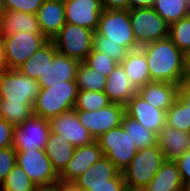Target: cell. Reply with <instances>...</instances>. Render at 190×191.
<instances>
[{"instance_id": "cell-12", "label": "cell", "mask_w": 190, "mask_h": 191, "mask_svg": "<svg viewBox=\"0 0 190 191\" xmlns=\"http://www.w3.org/2000/svg\"><path fill=\"white\" fill-rule=\"evenodd\" d=\"M81 124L96 140L102 134L122 123L125 115V105L111 103L96 111L75 110Z\"/></svg>"}, {"instance_id": "cell-45", "label": "cell", "mask_w": 190, "mask_h": 191, "mask_svg": "<svg viewBox=\"0 0 190 191\" xmlns=\"http://www.w3.org/2000/svg\"><path fill=\"white\" fill-rule=\"evenodd\" d=\"M155 0H129V10L137 8H152Z\"/></svg>"}, {"instance_id": "cell-50", "label": "cell", "mask_w": 190, "mask_h": 191, "mask_svg": "<svg viewBox=\"0 0 190 191\" xmlns=\"http://www.w3.org/2000/svg\"><path fill=\"white\" fill-rule=\"evenodd\" d=\"M36 191H59L58 185H52V186H44V187H38Z\"/></svg>"}, {"instance_id": "cell-3", "label": "cell", "mask_w": 190, "mask_h": 191, "mask_svg": "<svg viewBox=\"0 0 190 191\" xmlns=\"http://www.w3.org/2000/svg\"><path fill=\"white\" fill-rule=\"evenodd\" d=\"M77 94L76 80L66 81V84L49 85V88H41L33 104V114L50 120L62 112L72 110Z\"/></svg>"}, {"instance_id": "cell-41", "label": "cell", "mask_w": 190, "mask_h": 191, "mask_svg": "<svg viewBox=\"0 0 190 191\" xmlns=\"http://www.w3.org/2000/svg\"><path fill=\"white\" fill-rule=\"evenodd\" d=\"M185 189L190 187V149L176 160Z\"/></svg>"}, {"instance_id": "cell-9", "label": "cell", "mask_w": 190, "mask_h": 191, "mask_svg": "<svg viewBox=\"0 0 190 191\" xmlns=\"http://www.w3.org/2000/svg\"><path fill=\"white\" fill-rule=\"evenodd\" d=\"M16 153V164L38 187L52 186L59 181V175L46 156L45 149L16 151Z\"/></svg>"}, {"instance_id": "cell-40", "label": "cell", "mask_w": 190, "mask_h": 191, "mask_svg": "<svg viewBox=\"0 0 190 191\" xmlns=\"http://www.w3.org/2000/svg\"><path fill=\"white\" fill-rule=\"evenodd\" d=\"M88 191H127L122 172H119L110 184L88 185Z\"/></svg>"}, {"instance_id": "cell-51", "label": "cell", "mask_w": 190, "mask_h": 191, "mask_svg": "<svg viewBox=\"0 0 190 191\" xmlns=\"http://www.w3.org/2000/svg\"><path fill=\"white\" fill-rule=\"evenodd\" d=\"M3 12H4V7H3L2 0H0V18L3 15Z\"/></svg>"}, {"instance_id": "cell-48", "label": "cell", "mask_w": 190, "mask_h": 191, "mask_svg": "<svg viewBox=\"0 0 190 191\" xmlns=\"http://www.w3.org/2000/svg\"><path fill=\"white\" fill-rule=\"evenodd\" d=\"M184 70H190V49L183 53Z\"/></svg>"}, {"instance_id": "cell-42", "label": "cell", "mask_w": 190, "mask_h": 191, "mask_svg": "<svg viewBox=\"0 0 190 191\" xmlns=\"http://www.w3.org/2000/svg\"><path fill=\"white\" fill-rule=\"evenodd\" d=\"M14 126L0 117V149L12 146Z\"/></svg>"}, {"instance_id": "cell-38", "label": "cell", "mask_w": 190, "mask_h": 191, "mask_svg": "<svg viewBox=\"0 0 190 191\" xmlns=\"http://www.w3.org/2000/svg\"><path fill=\"white\" fill-rule=\"evenodd\" d=\"M44 0H2L6 10L36 14Z\"/></svg>"}, {"instance_id": "cell-23", "label": "cell", "mask_w": 190, "mask_h": 191, "mask_svg": "<svg viewBox=\"0 0 190 191\" xmlns=\"http://www.w3.org/2000/svg\"><path fill=\"white\" fill-rule=\"evenodd\" d=\"M142 191H186L176 161L166 159Z\"/></svg>"}, {"instance_id": "cell-5", "label": "cell", "mask_w": 190, "mask_h": 191, "mask_svg": "<svg viewBox=\"0 0 190 191\" xmlns=\"http://www.w3.org/2000/svg\"><path fill=\"white\" fill-rule=\"evenodd\" d=\"M94 31L66 23L54 36V43L58 53L83 62L92 51Z\"/></svg>"}, {"instance_id": "cell-49", "label": "cell", "mask_w": 190, "mask_h": 191, "mask_svg": "<svg viewBox=\"0 0 190 191\" xmlns=\"http://www.w3.org/2000/svg\"><path fill=\"white\" fill-rule=\"evenodd\" d=\"M177 97L190 109V94H178Z\"/></svg>"}, {"instance_id": "cell-25", "label": "cell", "mask_w": 190, "mask_h": 191, "mask_svg": "<svg viewBox=\"0 0 190 191\" xmlns=\"http://www.w3.org/2000/svg\"><path fill=\"white\" fill-rule=\"evenodd\" d=\"M119 172L116 166L104 156L74 182L83 191H88V185L110 184V179H113Z\"/></svg>"}, {"instance_id": "cell-44", "label": "cell", "mask_w": 190, "mask_h": 191, "mask_svg": "<svg viewBox=\"0 0 190 191\" xmlns=\"http://www.w3.org/2000/svg\"><path fill=\"white\" fill-rule=\"evenodd\" d=\"M178 94H190V70L184 71Z\"/></svg>"}, {"instance_id": "cell-37", "label": "cell", "mask_w": 190, "mask_h": 191, "mask_svg": "<svg viewBox=\"0 0 190 191\" xmlns=\"http://www.w3.org/2000/svg\"><path fill=\"white\" fill-rule=\"evenodd\" d=\"M84 62L94 70H97L98 73H101L108 77V75L115 69L118 65L116 61L111 59L109 56L103 52L93 50L87 55Z\"/></svg>"}, {"instance_id": "cell-29", "label": "cell", "mask_w": 190, "mask_h": 191, "mask_svg": "<svg viewBox=\"0 0 190 191\" xmlns=\"http://www.w3.org/2000/svg\"><path fill=\"white\" fill-rule=\"evenodd\" d=\"M121 125L135 143L138 150L157 144L158 137L156 133L147 130L137 120L130 118L126 114L122 118Z\"/></svg>"}, {"instance_id": "cell-32", "label": "cell", "mask_w": 190, "mask_h": 191, "mask_svg": "<svg viewBox=\"0 0 190 191\" xmlns=\"http://www.w3.org/2000/svg\"><path fill=\"white\" fill-rule=\"evenodd\" d=\"M166 125L190 133V109L178 97L166 111Z\"/></svg>"}, {"instance_id": "cell-13", "label": "cell", "mask_w": 190, "mask_h": 191, "mask_svg": "<svg viewBox=\"0 0 190 191\" xmlns=\"http://www.w3.org/2000/svg\"><path fill=\"white\" fill-rule=\"evenodd\" d=\"M52 132L67 139L73 146L80 147L96 141L81 124L75 109L62 112L49 120Z\"/></svg>"}, {"instance_id": "cell-22", "label": "cell", "mask_w": 190, "mask_h": 191, "mask_svg": "<svg viewBox=\"0 0 190 191\" xmlns=\"http://www.w3.org/2000/svg\"><path fill=\"white\" fill-rule=\"evenodd\" d=\"M178 91L177 84L152 81L139 88L138 94L153 107L166 112L177 98Z\"/></svg>"}, {"instance_id": "cell-20", "label": "cell", "mask_w": 190, "mask_h": 191, "mask_svg": "<svg viewBox=\"0 0 190 191\" xmlns=\"http://www.w3.org/2000/svg\"><path fill=\"white\" fill-rule=\"evenodd\" d=\"M104 93L112 103L126 105L138 93V89L130 81L121 64L108 75Z\"/></svg>"}, {"instance_id": "cell-7", "label": "cell", "mask_w": 190, "mask_h": 191, "mask_svg": "<svg viewBox=\"0 0 190 191\" xmlns=\"http://www.w3.org/2000/svg\"><path fill=\"white\" fill-rule=\"evenodd\" d=\"M128 11L133 34L140 47L169 36L170 25L153 8Z\"/></svg>"}, {"instance_id": "cell-36", "label": "cell", "mask_w": 190, "mask_h": 191, "mask_svg": "<svg viewBox=\"0 0 190 191\" xmlns=\"http://www.w3.org/2000/svg\"><path fill=\"white\" fill-rule=\"evenodd\" d=\"M92 49L103 52L118 64L126 58L129 52L128 49L119 44L112 41H105V37L98 35L96 32L93 35Z\"/></svg>"}, {"instance_id": "cell-35", "label": "cell", "mask_w": 190, "mask_h": 191, "mask_svg": "<svg viewBox=\"0 0 190 191\" xmlns=\"http://www.w3.org/2000/svg\"><path fill=\"white\" fill-rule=\"evenodd\" d=\"M169 37L183 53L190 49V14L170 25Z\"/></svg>"}, {"instance_id": "cell-27", "label": "cell", "mask_w": 190, "mask_h": 191, "mask_svg": "<svg viewBox=\"0 0 190 191\" xmlns=\"http://www.w3.org/2000/svg\"><path fill=\"white\" fill-rule=\"evenodd\" d=\"M120 64L137 89L152 82L145 53L140 48L129 51L126 58Z\"/></svg>"}, {"instance_id": "cell-47", "label": "cell", "mask_w": 190, "mask_h": 191, "mask_svg": "<svg viewBox=\"0 0 190 191\" xmlns=\"http://www.w3.org/2000/svg\"><path fill=\"white\" fill-rule=\"evenodd\" d=\"M6 69L4 36L0 33V71Z\"/></svg>"}, {"instance_id": "cell-30", "label": "cell", "mask_w": 190, "mask_h": 191, "mask_svg": "<svg viewBox=\"0 0 190 191\" xmlns=\"http://www.w3.org/2000/svg\"><path fill=\"white\" fill-rule=\"evenodd\" d=\"M107 77L90 68L84 61L77 67L76 83L78 90L104 91Z\"/></svg>"}, {"instance_id": "cell-21", "label": "cell", "mask_w": 190, "mask_h": 191, "mask_svg": "<svg viewBox=\"0 0 190 191\" xmlns=\"http://www.w3.org/2000/svg\"><path fill=\"white\" fill-rule=\"evenodd\" d=\"M19 32L42 34L36 14L4 9L0 18V33L11 36Z\"/></svg>"}, {"instance_id": "cell-19", "label": "cell", "mask_w": 190, "mask_h": 191, "mask_svg": "<svg viewBox=\"0 0 190 191\" xmlns=\"http://www.w3.org/2000/svg\"><path fill=\"white\" fill-rule=\"evenodd\" d=\"M157 137V144L167 160L176 161L190 149V133L165 125Z\"/></svg>"}, {"instance_id": "cell-17", "label": "cell", "mask_w": 190, "mask_h": 191, "mask_svg": "<svg viewBox=\"0 0 190 191\" xmlns=\"http://www.w3.org/2000/svg\"><path fill=\"white\" fill-rule=\"evenodd\" d=\"M79 63L75 59L57 53L37 81L40 88H49V85L66 84V81L76 80Z\"/></svg>"}, {"instance_id": "cell-34", "label": "cell", "mask_w": 190, "mask_h": 191, "mask_svg": "<svg viewBox=\"0 0 190 191\" xmlns=\"http://www.w3.org/2000/svg\"><path fill=\"white\" fill-rule=\"evenodd\" d=\"M0 188L6 191H36L38 186L17 164L1 182Z\"/></svg>"}, {"instance_id": "cell-4", "label": "cell", "mask_w": 190, "mask_h": 191, "mask_svg": "<svg viewBox=\"0 0 190 191\" xmlns=\"http://www.w3.org/2000/svg\"><path fill=\"white\" fill-rule=\"evenodd\" d=\"M105 37V41H112L129 51L139 49L133 34V27L128 10H105L100 15V20L95 31Z\"/></svg>"}, {"instance_id": "cell-46", "label": "cell", "mask_w": 190, "mask_h": 191, "mask_svg": "<svg viewBox=\"0 0 190 191\" xmlns=\"http://www.w3.org/2000/svg\"><path fill=\"white\" fill-rule=\"evenodd\" d=\"M56 184L59 191H83L75 182L59 180Z\"/></svg>"}, {"instance_id": "cell-33", "label": "cell", "mask_w": 190, "mask_h": 191, "mask_svg": "<svg viewBox=\"0 0 190 191\" xmlns=\"http://www.w3.org/2000/svg\"><path fill=\"white\" fill-rule=\"evenodd\" d=\"M104 91L78 90L75 110L96 111L111 104Z\"/></svg>"}, {"instance_id": "cell-31", "label": "cell", "mask_w": 190, "mask_h": 191, "mask_svg": "<svg viewBox=\"0 0 190 191\" xmlns=\"http://www.w3.org/2000/svg\"><path fill=\"white\" fill-rule=\"evenodd\" d=\"M33 115V104L10 102L9 99H0V117L14 127L19 126Z\"/></svg>"}, {"instance_id": "cell-2", "label": "cell", "mask_w": 190, "mask_h": 191, "mask_svg": "<svg viewBox=\"0 0 190 191\" xmlns=\"http://www.w3.org/2000/svg\"><path fill=\"white\" fill-rule=\"evenodd\" d=\"M158 144L138 150L129 165L122 171L129 191H142L153 179L165 161Z\"/></svg>"}, {"instance_id": "cell-18", "label": "cell", "mask_w": 190, "mask_h": 191, "mask_svg": "<svg viewBox=\"0 0 190 191\" xmlns=\"http://www.w3.org/2000/svg\"><path fill=\"white\" fill-rule=\"evenodd\" d=\"M36 17L42 34L52 40L66 24L64 0H44Z\"/></svg>"}, {"instance_id": "cell-8", "label": "cell", "mask_w": 190, "mask_h": 191, "mask_svg": "<svg viewBox=\"0 0 190 191\" xmlns=\"http://www.w3.org/2000/svg\"><path fill=\"white\" fill-rule=\"evenodd\" d=\"M37 80L21 74L16 69L0 71V99L10 102L34 104L40 92Z\"/></svg>"}, {"instance_id": "cell-16", "label": "cell", "mask_w": 190, "mask_h": 191, "mask_svg": "<svg viewBox=\"0 0 190 191\" xmlns=\"http://www.w3.org/2000/svg\"><path fill=\"white\" fill-rule=\"evenodd\" d=\"M102 157H104V155L97 141L89 145L76 147L72 159L59 175V180L74 182Z\"/></svg>"}, {"instance_id": "cell-15", "label": "cell", "mask_w": 190, "mask_h": 191, "mask_svg": "<svg viewBox=\"0 0 190 191\" xmlns=\"http://www.w3.org/2000/svg\"><path fill=\"white\" fill-rule=\"evenodd\" d=\"M125 114L157 135L166 125V112L150 105L138 93L125 105Z\"/></svg>"}, {"instance_id": "cell-1", "label": "cell", "mask_w": 190, "mask_h": 191, "mask_svg": "<svg viewBox=\"0 0 190 191\" xmlns=\"http://www.w3.org/2000/svg\"><path fill=\"white\" fill-rule=\"evenodd\" d=\"M145 53L151 81L180 85L183 73V52L168 36L140 47Z\"/></svg>"}, {"instance_id": "cell-11", "label": "cell", "mask_w": 190, "mask_h": 191, "mask_svg": "<svg viewBox=\"0 0 190 191\" xmlns=\"http://www.w3.org/2000/svg\"><path fill=\"white\" fill-rule=\"evenodd\" d=\"M47 41L48 39L43 34L19 32L4 36L6 69L17 70Z\"/></svg>"}, {"instance_id": "cell-24", "label": "cell", "mask_w": 190, "mask_h": 191, "mask_svg": "<svg viewBox=\"0 0 190 191\" xmlns=\"http://www.w3.org/2000/svg\"><path fill=\"white\" fill-rule=\"evenodd\" d=\"M75 150L76 147L67 139L52 131L49 132L45 152L58 175L64 171L65 167L72 159Z\"/></svg>"}, {"instance_id": "cell-14", "label": "cell", "mask_w": 190, "mask_h": 191, "mask_svg": "<svg viewBox=\"0 0 190 191\" xmlns=\"http://www.w3.org/2000/svg\"><path fill=\"white\" fill-rule=\"evenodd\" d=\"M66 23L96 31L104 11L101 0H64Z\"/></svg>"}, {"instance_id": "cell-28", "label": "cell", "mask_w": 190, "mask_h": 191, "mask_svg": "<svg viewBox=\"0 0 190 191\" xmlns=\"http://www.w3.org/2000/svg\"><path fill=\"white\" fill-rule=\"evenodd\" d=\"M152 8L171 25L190 14V0H155Z\"/></svg>"}, {"instance_id": "cell-43", "label": "cell", "mask_w": 190, "mask_h": 191, "mask_svg": "<svg viewBox=\"0 0 190 191\" xmlns=\"http://www.w3.org/2000/svg\"><path fill=\"white\" fill-rule=\"evenodd\" d=\"M105 10H129V0H101Z\"/></svg>"}, {"instance_id": "cell-10", "label": "cell", "mask_w": 190, "mask_h": 191, "mask_svg": "<svg viewBox=\"0 0 190 191\" xmlns=\"http://www.w3.org/2000/svg\"><path fill=\"white\" fill-rule=\"evenodd\" d=\"M50 131L49 120L33 114L14 128L12 147L16 151L45 149Z\"/></svg>"}, {"instance_id": "cell-39", "label": "cell", "mask_w": 190, "mask_h": 191, "mask_svg": "<svg viewBox=\"0 0 190 191\" xmlns=\"http://www.w3.org/2000/svg\"><path fill=\"white\" fill-rule=\"evenodd\" d=\"M16 160L17 153L12 146L0 149V184L14 168Z\"/></svg>"}, {"instance_id": "cell-26", "label": "cell", "mask_w": 190, "mask_h": 191, "mask_svg": "<svg viewBox=\"0 0 190 191\" xmlns=\"http://www.w3.org/2000/svg\"><path fill=\"white\" fill-rule=\"evenodd\" d=\"M57 53L58 52L52 40H48L17 70L21 74L38 81L41 75L44 74L48 64L53 61L54 56Z\"/></svg>"}, {"instance_id": "cell-6", "label": "cell", "mask_w": 190, "mask_h": 191, "mask_svg": "<svg viewBox=\"0 0 190 191\" xmlns=\"http://www.w3.org/2000/svg\"><path fill=\"white\" fill-rule=\"evenodd\" d=\"M103 155L122 172L138 151L137 146L122 125L102 134L96 139Z\"/></svg>"}]
</instances>
